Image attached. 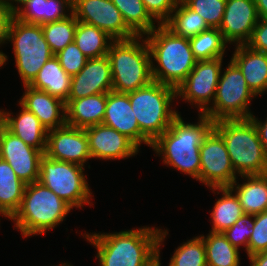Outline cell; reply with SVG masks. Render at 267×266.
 <instances>
[{
  "label": "cell",
  "instance_id": "obj_1",
  "mask_svg": "<svg viewBox=\"0 0 267 266\" xmlns=\"http://www.w3.org/2000/svg\"><path fill=\"white\" fill-rule=\"evenodd\" d=\"M160 230L144 226L113 234L83 235L96 247L101 266H153L158 260Z\"/></svg>",
  "mask_w": 267,
  "mask_h": 266
},
{
  "label": "cell",
  "instance_id": "obj_2",
  "mask_svg": "<svg viewBox=\"0 0 267 266\" xmlns=\"http://www.w3.org/2000/svg\"><path fill=\"white\" fill-rule=\"evenodd\" d=\"M197 124L185 123L180 114L170 127L160 135L151 147L163 155V163L198 179L200 175V145L213 128L214 121L204 114L199 115Z\"/></svg>",
  "mask_w": 267,
  "mask_h": 266
},
{
  "label": "cell",
  "instance_id": "obj_3",
  "mask_svg": "<svg viewBox=\"0 0 267 266\" xmlns=\"http://www.w3.org/2000/svg\"><path fill=\"white\" fill-rule=\"evenodd\" d=\"M145 35L151 57L153 81L177 88L197 62L189 39L175 35L164 24H159ZM152 60H155L158 66H155Z\"/></svg>",
  "mask_w": 267,
  "mask_h": 266
},
{
  "label": "cell",
  "instance_id": "obj_4",
  "mask_svg": "<svg viewBox=\"0 0 267 266\" xmlns=\"http://www.w3.org/2000/svg\"><path fill=\"white\" fill-rule=\"evenodd\" d=\"M213 128L222 136L237 174H267V156L257 128L250 118L215 121Z\"/></svg>",
  "mask_w": 267,
  "mask_h": 266
},
{
  "label": "cell",
  "instance_id": "obj_5",
  "mask_svg": "<svg viewBox=\"0 0 267 266\" xmlns=\"http://www.w3.org/2000/svg\"><path fill=\"white\" fill-rule=\"evenodd\" d=\"M72 208L39 181L26 184L21 205L11 220L23 237L44 234L59 225Z\"/></svg>",
  "mask_w": 267,
  "mask_h": 266
},
{
  "label": "cell",
  "instance_id": "obj_6",
  "mask_svg": "<svg viewBox=\"0 0 267 266\" xmlns=\"http://www.w3.org/2000/svg\"><path fill=\"white\" fill-rule=\"evenodd\" d=\"M143 37L114 40L110 44L107 56L111 64L112 91L127 94L153 81L150 52Z\"/></svg>",
  "mask_w": 267,
  "mask_h": 266
},
{
  "label": "cell",
  "instance_id": "obj_7",
  "mask_svg": "<svg viewBox=\"0 0 267 266\" xmlns=\"http://www.w3.org/2000/svg\"><path fill=\"white\" fill-rule=\"evenodd\" d=\"M141 133L153 143L179 115L171 109L176 88L152 81L145 87L127 93Z\"/></svg>",
  "mask_w": 267,
  "mask_h": 266
},
{
  "label": "cell",
  "instance_id": "obj_8",
  "mask_svg": "<svg viewBox=\"0 0 267 266\" xmlns=\"http://www.w3.org/2000/svg\"><path fill=\"white\" fill-rule=\"evenodd\" d=\"M7 41L13 43L16 67L24 86L30 85L42 66L54 56L44 38L42 26L24 23L12 16Z\"/></svg>",
  "mask_w": 267,
  "mask_h": 266
},
{
  "label": "cell",
  "instance_id": "obj_9",
  "mask_svg": "<svg viewBox=\"0 0 267 266\" xmlns=\"http://www.w3.org/2000/svg\"><path fill=\"white\" fill-rule=\"evenodd\" d=\"M84 167L45 155L40 159L39 182L53 191L71 208L90 205L91 190L84 175Z\"/></svg>",
  "mask_w": 267,
  "mask_h": 266
},
{
  "label": "cell",
  "instance_id": "obj_10",
  "mask_svg": "<svg viewBox=\"0 0 267 266\" xmlns=\"http://www.w3.org/2000/svg\"><path fill=\"white\" fill-rule=\"evenodd\" d=\"M256 97L247 86L240 69L230 60L220 74L213 106L204 113L214 122L223 119H248L253 114L248 105Z\"/></svg>",
  "mask_w": 267,
  "mask_h": 266
},
{
  "label": "cell",
  "instance_id": "obj_11",
  "mask_svg": "<svg viewBox=\"0 0 267 266\" xmlns=\"http://www.w3.org/2000/svg\"><path fill=\"white\" fill-rule=\"evenodd\" d=\"M200 175L197 179L207 187H230L237 179L226 144L222 136L212 128L200 145Z\"/></svg>",
  "mask_w": 267,
  "mask_h": 266
},
{
  "label": "cell",
  "instance_id": "obj_12",
  "mask_svg": "<svg viewBox=\"0 0 267 266\" xmlns=\"http://www.w3.org/2000/svg\"><path fill=\"white\" fill-rule=\"evenodd\" d=\"M223 57L197 61L186 79L176 88V96L193 103L199 108V114H204L215 98L216 88L222 71Z\"/></svg>",
  "mask_w": 267,
  "mask_h": 266
},
{
  "label": "cell",
  "instance_id": "obj_13",
  "mask_svg": "<svg viewBox=\"0 0 267 266\" xmlns=\"http://www.w3.org/2000/svg\"><path fill=\"white\" fill-rule=\"evenodd\" d=\"M72 13L77 21L96 26L114 40H127L137 36L126 25L112 0H72Z\"/></svg>",
  "mask_w": 267,
  "mask_h": 266
},
{
  "label": "cell",
  "instance_id": "obj_14",
  "mask_svg": "<svg viewBox=\"0 0 267 266\" xmlns=\"http://www.w3.org/2000/svg\"><path fill=\"white\" fill-rule=\"evenodd\" d=\"M44 153L24 143L19 137L0 126V158L8 162L25 184L39 180L40 159Z\"/></svg>",
  "mask_w": 267,
  "mask_h": 266
},
{
  "label": "cell",
  "instance_id": "obj_15",
  "mask_svg": "<svg viewBox=\"0 0 267 266\" xmlns=\"http://www.w3.org/2000/svg\"><path fill=\"white\" fill-rule=\"evenodd\" d=\"M44 155L84 167V163L91 159L85 129L65 124L48 131Z\"/></svg>",
  "mask_w": 267,
  "mask_h": 266
},
{
  "label": "cell",
  "instance_id": "obj_16",
  "mask_svg": "<svg viewBox=\"0 0 267 266\" xmlns=\"http://www.w3.org/2000/svg\"><path fill=\"white\" fill-rule=\"evenodd\" d=\"M254 0H226V8L219 30L227 43L246 45L258 23Z\"/></svg>",
  "mask_w": 267,
  "mask_h": 266
},
{
  "label": "cell",
  "instance_id": "obj_17",
  "mask_svg": "<svg viewBox=\"0 0 267 266\" xmlns=\"http://www.w3.org/2000/svg\"><path fill=\"white\" fill-rule=\"evenodd\" d=\"M91 158L125 159L137 154L139 147L126 135L104 124L85 128Z\"/></svg>",
  "mask_w": 267,
  "mask_h": 266
},
{
  "label": "cell",
  "instance_id": "obj_18",
  "mask_svg": "<svg viewBox=\"0 0 267 266\" xmlns=\"http://www.w3.org/2000/svg\"><path fill=\"white\" fill-rule=\"evenodd\" d=\"M112 91L111 64L108 56L87 59L78 74L71 76L67 100L80 99Z\"/></svg>",
  "mask_w": 267,
  "mask_h": 266
},
{
  "label": "cell",
  "instance_id": "obj_19",
  "mask_svg": "<svg viewBox=\"0 0 267 266\" xmlns=\"http://www.w3.org/2000/svg\"><path fill=\"white\" fill-rule=\"evenodd\" d=\"M102 124L126 135L139 148L141 143H145L151 147L152 143L139 129L138 121L129 100V95L126 93L114 91L107 93V102Z\"/></svg>",
  "mask_w": 267,
  "mask_h": 266
},
{
  "label": "cell",
  "instance_id": "obj_20",
  "mask_svg": "<svg viewBox=\"0 0 267 266\" xmlns=\"http://www.w3.org/2000/svg\"><path fill=\"white\" fill-rule=\"evenodd\" d=\"M19 103L32 112L47 131L66 124L65 102L49 93L25 85Z\"/></svg>",
  "mask_w": 267,
  "mask_h": 266
},
{
  "label": "cell",
  "instance_id": "obj_21",
  "mask_svg": "<svg viewBox=\"0 0 267 266\" xmlns=\"http://www.w3.org/2000/svg\"><path fill=\"white\" fill-rule=\"evenodd\" d=\"M231 61L242 72L247 86L255 96L267 92V53L236 45Z\"/></svg>",
  "mask_w": 267,
  "mask_h": 266
},
{
  "label": "cell",
  "instance_id": "obj_22",
  "mask_svg": "<svg viewBox=\"0 0 267 266\" xmlns=\"http://www.w3.org/2000/svg\"><path fill=\"white\" fill-rule=\"evenodd\" d=\"M19 105L22 110L17 117L2 110V125L27 145L45 153L48 131L32 112Z\"/></svg>",
  "mask_w": 267,
  "mask_h": 266
},
{
  "label": "cell",
  "instance_id": "obj_23",
  "mask_svg": "<svg viewBox=\"0 0 267 266\" xmlns=\"http://www.w3.org/2000/svg\"><path fill=\"white\" fill-rule=\"evenodd\" d=\"M107 102V93H100L65 103L66 124L85 129L102 124Z\"/></svg>",
  "mask_w": 267,
  "mask_h": 266
},
{
  "label": "cell",
  "instance_id": "obj_24",
  "mask_svg": "<svg viewBox=\"0 0 267 266\" xmlns=\"http://www.w3.org/2000/svg\"><path fill=\"white\" fill-rule=\"evenodd\" d=\"M71 13L72 0H29L13 16L24 23L43 25L66 19Z\"/></svg>",
  "mask_w": 267,
  "mask_h": 266
},
{
  "label": "cell",
  "instance_id": "obj_25",
  "mask_svg": "<svg viewBox=\"0 0 267 266\" xmlns=\"http://www.w3.org/2000/svg\"><path fill=\"white\" fill-rule=\"evenodd\" d=\"M241 177L247 182L238 184L235 180L230 188L235 191L244 214L252 216L267 211V174Z\"/></svg>",
  "mask_w": 267,
  "mask_h": 266
},
{
  "label": "cell",
  "instance_id": "obj_26",
  "mask_svg": "<svg viewBox=\"0 0 267 266\" xmlns=\"http://www.w3.org/2000/svg\"><path fill=\"white\" fill-rule=\"evenodd\" d=\"M70 85L71 76L66 73L54 55L42 66L29 86L45 91L66 103L70 93Z\"/></svg>",
  "mask_w": 267,
  "mask_h": 266
},
{
  "label": "cell",
  "instance_id": "obj_27",
  "mask_svg": "<svg viewBox=\"0 0 267 266\" xmlns=\"http://www.w3.org/2000/svg\"><path fill=\"white\" fill-rule=\"evenodd\" d=\"M26 184L14 170L0 158V215L9 220L18 211Z\"/></svg>",
  "mask_w": 267,
  "mask_h": 266
},
{
  "label": "cell",
  "instance_id": "obj_28",
  "mask_svg": "<svg viewBox=\"0 0 267 266\" xmlns=\"http://www.w3.org/2000/svg\"><path fill=\"white\" fill-rule=\"evenodd\" d=\"M216 190L222 193V197L216 201L211 213V221H213L211 232L223 233L245 214L237 195H234L230 187L212 188V192Z\"/></svg>",
  "mask_w": 267,
  "mask_h": 266
},
{
  "label": "cell",
  "instance_id": "obj_29",
  "mask_svg": "<svg viewBox=\"0 0 267 266\" xmlns=\"http://www.w3.org/2000/svg\"><path fill=\"white\" fill-rule=\"evenodd\" d=\"M113 41L112 37L96 26L77 21L74 42L88 59L106 56Z\"/></svg>",
  "mask_w": 267,
  "mask_h": 266
},
{
  "label": "cell",
  "instance_id": "obj_30",
  "mask_svg": "<svg viewBox=\"0 0 267 266\" xmlns=\"http://www.w3.org/2000/svg\"><path fill=\"white\" fill-rule=\"evenodd\" d=\"M203 238L207 266H239V249L234 247L222 232H209Z\"/></svg>",
  "mask_w": 267,
  "mask_h": 266
},
{
  "label": "cell",
  "instance_id": "obj_31",
  "mask_svg": "<svg viewBox=\"0 0 267 266\" xmlns=\"http://www.w3.org/2000/svg\"><path fill=\"white\" fill-rule=\"evenodd\" d=\"M164 25L175 35L188 39L210 28L203 17L190 9L183 1H178Z\"/></svg>",
  "mask_w": 267,
  "mask_h": 266
},
{
  "label": "cell",
  "instance_id": "obj_32",
  "mask_svg": "<svg viewBox=\"0 0 267 266\" xmlns=\"http://www.w3.org/2000/svg\"><path fill=\"white\" fill-rule=\"evenodd\" d=\"M189 42L194 58L197 61L223 57L227 48V42L218 28H209L190 38Z\"/></svg>",
  "mask_w": 267,
  "mask_h": 266
},
{
  "label": "cell",
  "instance_id": "obj_33",
  "mask_svg": "<svg viewBox=\"0 0 267 266\" xmlns=\"http://www.w3.org/2000/svg\"><path fill=\"white\" fill-rule=\"evenodd\" d=\"M112 2L121 12L126 25L137 36H145L156 27L142 0H112Z\"/></svg>",
  "mask_w": 267,
  "mask_h": 266
},
{
  "label": "cell",
  "instance_id": "obj_34",
  "mask_svg": "<svg viewBox=\"0 0 267 266\" xmlns=\"http://www.w3.org/2000/svg\"><path fill=\"white\" fill-rule=\"evenodd\" d=\"M41 26L44 38L54 55L74 42L77 19L73 13L66 19L45 23Z\"/></svg>",
  "mask_w": 267,
  "mask_h": 266
},
{
  "label": "cell",
  "instance_id": "obj_35",
  "mask_svg": "<svg viewBox=\"0 0 267 266\" xmlns=\"http://www.w3.org/2000/svg\"><path fill=\"white\" fill-rule=\"evenodd\" d=\"M168 266H207L203 238L194 237L177 247Z\"/></svg>",
  "mask_w": 267,
  "mask_h": 266
},
{
  "label": "cell",
  "instance_id": "obj_36",
  "mask_svg": "<svg viewBox=\"0 0 267 266\" xmlns=\"http://www.w3.org/2000/svg\"><path fill=\"white\" fill-rule=\"evenodd\" d=\"M183 2L202 16L210 28L219 29L226 8V0H183Z\"/></svg>",
  "mask_w": 267,
  "mask_h": 266
},
{
  "label": "cell",
  "instance_id": "obj_37",
  "mask_svg": "<svg viewBox=\"0 0 267 266\" xmlns=\"http://www.w3.org/2000/svg\"><path fill=\"white\" fill-rule=\"evenodd\" d=\"M253 232L249 239L247 255L267 251V211L251 216Z\"/></svg>",
  "mask_w": 267,
  "mask_h": 266
},
{
  "label": "cell",
  "instance_id": "obj_38",
  "mask_svg": "<svg viewBox=\"0 0 267 266\" xmlns=\"http://www.w3.org/2000/svg\"><path fill=\"white\" fill-rule=\"evenodd\" d=\"M55 57L70 76L78 74L88 59L75 42L68 44L63 50L55 54Z\"/></svg>",
  "mask_w": 267,
  "mask_h": 266
},
{
  "label": "cell",
  "instance_id": "obj_39",
  "mask_svg": "<svg viewBox=\"0 0 267 266\" xmlns=\"http://www.w3.org/2000/svg\"><path fill=\"white\" fill-rule=\"evenodd\" d=\"M252 232L253 227L251 216L245 214L239 218L232 227L226 229L223 234L234 247L239 249V247L243 245L247 252Z\"/></svg>",
  "mask_w": 267,
  "mask_h": 266
},
{
  "label": "cell",
  "instance_id": "obj_40",
  "mask_svg": "<svg viewBox=\"0 0 267 266\" xmlns=\"http://www.w3.org/2000/svg\"><path fill=\"white\" fill-rule=\"evenodd\" d=\"M145 6L146 11L151 16L153 20H157L158 25L165 24L175 6L178 3V0H142ZM160 20V21H159Z\"/></svg>",
  "mask_w": 267,
  "mask_h": 266
},
{
  "label": "cell",
  "instance_id": "obj_41",
  "mask_svg": "<svg viewBox=\"0 0 267 266\" xmlns=\"http://www.w3.org/2000/svg\"><path fill=\"white\" fill-rule=\"evenodd\" d=\"M246 45L252 50L267 53V18H259L252 37Z\"/></svg>",
  "mask_w": 267,
  "mask_h": 266
},
{
  "label": "cell",
  "instance_id": "obj_42",
  "mask_svg": "<svg viewBox=\"0 0 267 266\" xmlns=\"http://www.w3.org/2000/svg\"><path fill=\"white\" fill-rule=\"evenodd\" d=\"M13 15L0 2V45L7 41V30ZM7 61L5 53L0 51V67Z\"/></svg>",
  "mask_w": 267,
  "mask_h": 266
},
{
  "label": "cell",
  "instance_id": "obj_43",
  "mask_svg": "<svg viewBox=\"0 0 267 266\" xmlns=\"http://www.w3.org/2000/svg\"><path fill=\"white\" fill-rule=\"evenodd\" d=\"M254 125L257 128L262 147L264 149L265 155L267 156V118L264 122L259 121L254 115L250 117Z\"/></svg>",
  "mask_w": 267,
  "mask_h": 266
},
{
  "label": "cell",
  "instance_id": "obj_44",
  "mask_svg": "<svg viewBox=\"0 0 267 266\" xmlns=\"http://www.w3.org/2000/svg\"><path fill=\"white\" fill-rule=\"evenodd\" d=\"M250 266H267V251L249 256Z\"/></svg>",
  "mask_w": 267,
  "mask_h": 266
},
{
  "label": "cell",
  "instance_id": "obj_45",
  "mask_svg": "<svg viewBox=\"0 0 267 266\" xmlns=\"http://www.w3.org/2000/svg\"><path fill=\"white\" fill-rule=\"evenodd\" d=\"M29 0H0L1 4L12 14L14 15L20 8L21 4L24 5ZM13 2V3H12ZM14 2H17L16 4H20V7L17 5H14Z\"/></svg>",
  "mask_w": 267,
  "mask_h": 266
},
{
  "label": "cell",
  "instance_id": "obj_46",
  "mask_svg": "<svg viewBox=\"0 0 267 266\" xmlns=\"http://www.w3.org/2000/svg\"><path fill=\"white\" fill-rule=\"evenodd\" d=\"M259 18H267V0H254Z\"/></svg>",
  "mask_w": 267,
  "mask_h": 266
},
{
  "label": "cell",
  "instance_id": "obj_47",
  "mask_svg": "<svg viewBox=\"0 0 267 266\" xmlns=\"http://www.w3.org/2000/svg\"><path fill=\"white\" fill-rule=\"evenodd\" d=\"M167 234H168V231L160 230V236H159V241H158V260L153 264V266H161V263H160V246L163 244L162 242L164 241Z\"/></svg>",
  "mask_w": 267,
  "mask_h": 266
},
{
  "label": "cell",
  "instance_id": "obj_48",
  "mask_svg": "<svg viewBox=\"0 0 267 266\" xmlns=\"http://www.w3.org/2000/svg\"><path fill=\"white\" fill-rule=\"evenodd\" d=\"M2 125V110H0V126Z\"/></svg>",
  "mask_w": 267,
  "mask_h": 266
},
{
  "label": "cell",
  "instance_id": "obj_49",
  "mask_svg": "<svg viewBox=\"0 0 267 266\" xmlns=\"http://www.w3.org/2000/svg\"><path fill=\"white\" fill-rule=\"evenodd\" d=\"M59 266H72V265L67 264V263H62V264H60Z\"/></svg>",
  "mask_w": 267,
  "mask_h": 266
}]
</instances>
